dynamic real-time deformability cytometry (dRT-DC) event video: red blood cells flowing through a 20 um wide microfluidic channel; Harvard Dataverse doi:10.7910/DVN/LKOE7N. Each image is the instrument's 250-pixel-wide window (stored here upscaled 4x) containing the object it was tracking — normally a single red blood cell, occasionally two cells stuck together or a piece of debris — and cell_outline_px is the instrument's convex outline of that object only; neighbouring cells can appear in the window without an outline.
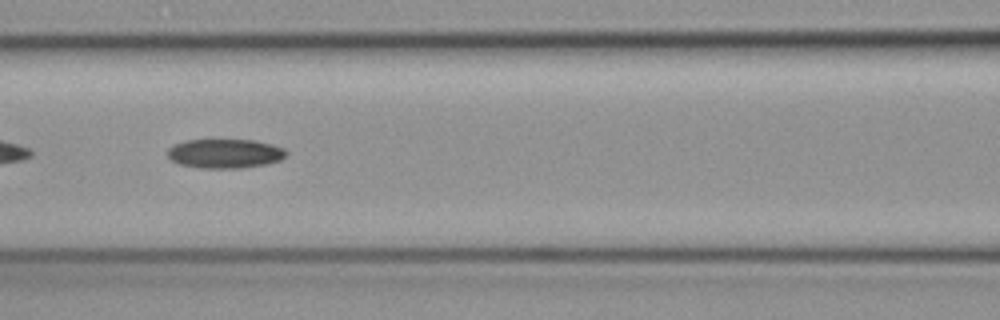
{"species": "common noctule bat (a hibernating species)", "species_latin": "Nyctalus noctula", "temperature_condition": "cold", "stored_images_in_passage": 48, "camera_frame_rate_fps": 3000, "um_per_image_px": 0.085, "animal": {"sex": "female", "body_mass_g": 19.3, "forearm_length_mm": 54.1}, "frame": {"image": 1, "passage_image": 22, "time_ms": 7.0, "image_size_px": [1000, 320], "cell_outline_px": [[288, 152], [280, 160], [268, 164], [240, 168], [200, 168], [180, 164], [172, 160], [168, 156], [168, 148], [172, 144], [188, 140], [252, 140], [272, 144], [284, 148]], "centroid_in_image_um": [19.12, 13.05], "position_along_channel_um": 147.5, "area_um2": 20.23}}
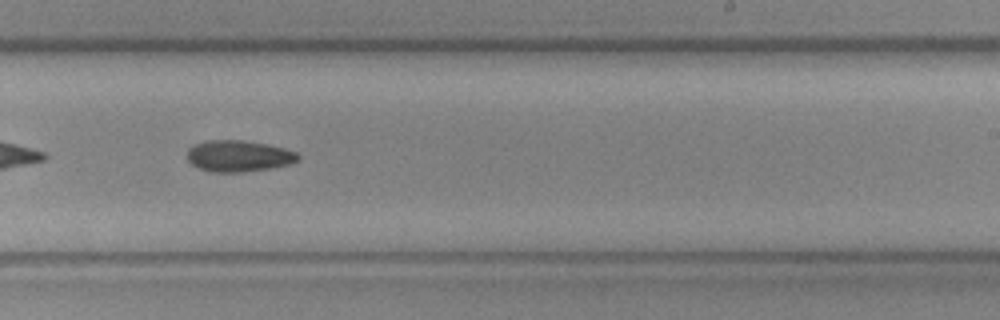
{"frame": {"image": 2, "passage_image": 32, "time_ms": 10.333, "image_size_px": [1000, 320], "cell_outline_px": [[300, 160], [292, 164], [272, 168], [240, 172], [212, 172], [196, 168], [188, 160], [188, 148], [192, 144], [208, 140], [240, 140], [268, 144], [284, 148], [296, 152], [300, 156]], "centroid_in_image_um": [20.29, 13.26], "position_along_channel_um": 268.7, "area_um2": 20.52}}
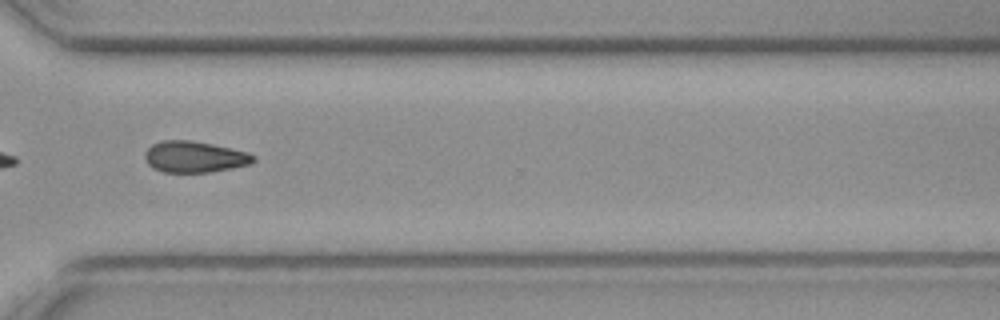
{"frame": {"image": 3, "passage_image": 39, "time_ms": 12.667, "image_size_px": [1000, 320], "cell_outline_px": [[256, 160], [252, 164], [232, 168], [208, 172], [164, 172], [152, 168], [148, 164], [144, 156], [144, 152], [152, 144], [164, 140], [192, 140], [212, 144], [248, 152], [256, 156]], "centroid_in_image_um": [16.54, 13.33], "position_along_channel_um": 354.1, "area_um2": 19.88}}